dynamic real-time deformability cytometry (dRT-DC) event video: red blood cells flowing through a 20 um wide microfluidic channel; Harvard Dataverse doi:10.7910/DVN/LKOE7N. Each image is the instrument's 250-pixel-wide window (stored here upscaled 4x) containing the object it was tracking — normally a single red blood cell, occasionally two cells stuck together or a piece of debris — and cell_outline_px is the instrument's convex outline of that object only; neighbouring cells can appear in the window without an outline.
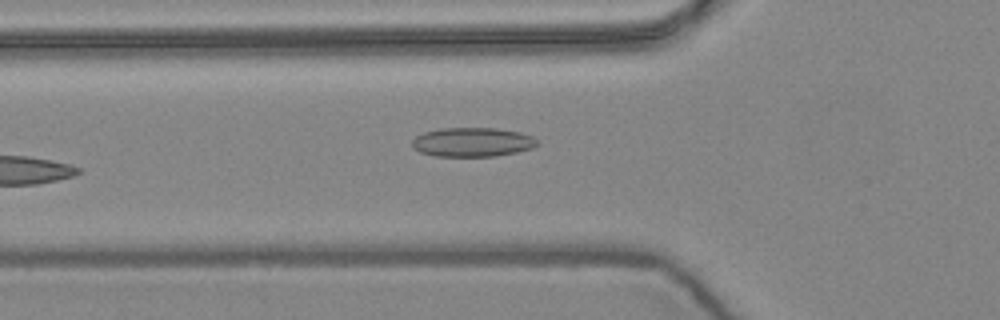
{"species": "common noctule bat (a hibernating species)", "species_latin": "Nyctalus noctula", "temperature_condition": "warm", "stored_images_in_passage": 6, "camera_frame_rate_fps": 3000, "um_per_image_px": 0.085, "animal": {"sex": "female", "body_mass_g": 24.6, "forearm_length_mm": 56.2}, "frame": {"image": 1, "passage_image": 6, "time_ms": 1.667, "image_size_px": [1000, 320], "cell_outline_px": [[540, 144], [532, 148], [516, 152], [496, 156], [436, 156], [420, 152], [412, 148], [412, 140], [416, 136], [424, 132], [440, 128], [496, 128], [520, 132], [532, 136]], "centroid_in_image_um": [40.15, 12.08], "position_along_channel_um": 85.7, "area_um2": 21.33}}